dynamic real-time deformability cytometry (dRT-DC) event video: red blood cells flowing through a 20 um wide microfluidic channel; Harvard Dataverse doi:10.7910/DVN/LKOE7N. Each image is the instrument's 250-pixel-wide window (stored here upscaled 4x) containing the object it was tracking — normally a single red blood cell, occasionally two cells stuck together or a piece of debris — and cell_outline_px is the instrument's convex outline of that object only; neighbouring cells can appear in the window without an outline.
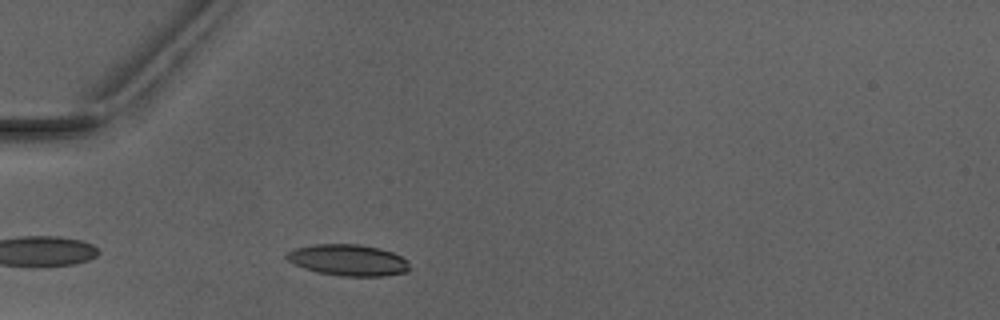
{"species": "Egyptian fruit bat (a non-hibernating species)", "species_latin": "Rousettus aegyptiacus", "temperature_condition": "warm", "stored_images_in_passage": 2, "camera_frame_rate_fps": 3000, "um_per_image_px": 0.085, "animal": {"sex": "male"}, "frame": {"image": 1, "passage_image": 2, "time_ms": 1.333, "image_size_px": [1000, 320], "cell_outline_px": [[408, 272], [384, 276], [344, 276], [320, 272], [304, 268], [288, 260], [284, 256], [288, 252], [296, 248], [316, 244], [356, 244], [380, 248], [392, 252], [408, 260]], "centroid_in_image_um": [29.62, 22.1], "position_along_channel_um": 55.4, "area_um2": 22.2}}